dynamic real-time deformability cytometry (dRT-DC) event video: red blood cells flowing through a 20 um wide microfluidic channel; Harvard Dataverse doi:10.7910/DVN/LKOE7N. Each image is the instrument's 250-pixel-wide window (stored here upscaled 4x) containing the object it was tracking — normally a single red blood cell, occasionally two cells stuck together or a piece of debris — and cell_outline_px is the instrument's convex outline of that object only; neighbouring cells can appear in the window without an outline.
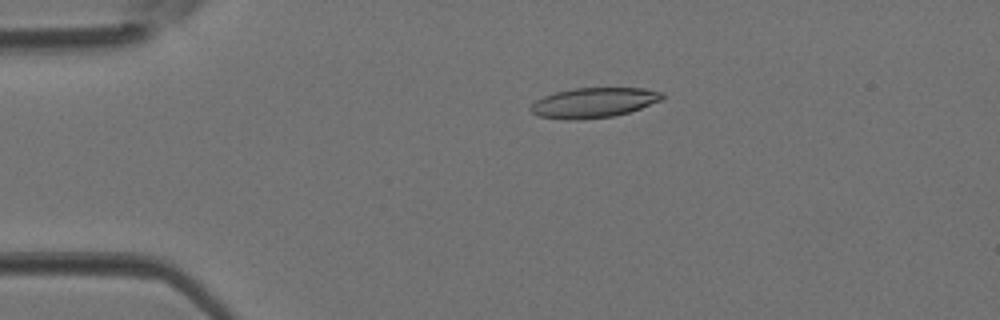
{"species": "Egyptian fruit bat (a non-hibernating species)", "species_latin": "Rousettus aegyptiacus", "temperature_condition": "room temperature", "stored_images_in_passage": 4, "camera_frame_rate_fps": 3000, "um_per_image_px": 0.085, "animal": {"sex": "female"}, "frame": {"image": 1, "passage_image": 2, "time_ms": 0.333, "image_size_px": [1000, 320], "cell_outline_px": [[664, 96], [660, 100], [640, 108], [628, 112], [612, 116], [580, 120], [564, 120], [536, 116], [528, 108], [536, 100], [544, 96], [556, 92], [572, 88], [644, 88], [664, 92]], "centroid_in_image_um": [50.42, 8.73], "position_along_channel_um": 34.6, "area_um2": 23.06}}
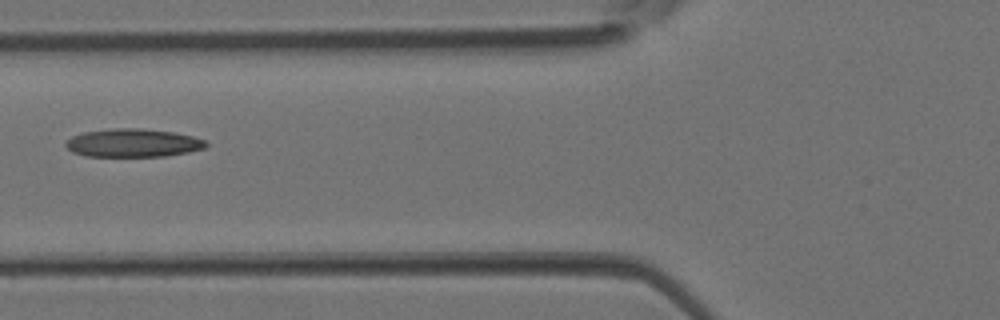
{"frame": {"image": 2, "passage_image": 4, "time_ms": 1.0, "image_size_px": [1000, 320], "cell_outline_px": [[208, 144], [204, 148], [188, 152], [164, 156], [84, 156], [72, 152], [64, 144], [72, 136], [84, 132], [112, 128], [140, 128], [172, 132], [192, 136], [204, 140]], "centroid_in_image_um": [11.28, 12.15], "position_along_channel_um": 114.5, "area_um2": 22.95}}